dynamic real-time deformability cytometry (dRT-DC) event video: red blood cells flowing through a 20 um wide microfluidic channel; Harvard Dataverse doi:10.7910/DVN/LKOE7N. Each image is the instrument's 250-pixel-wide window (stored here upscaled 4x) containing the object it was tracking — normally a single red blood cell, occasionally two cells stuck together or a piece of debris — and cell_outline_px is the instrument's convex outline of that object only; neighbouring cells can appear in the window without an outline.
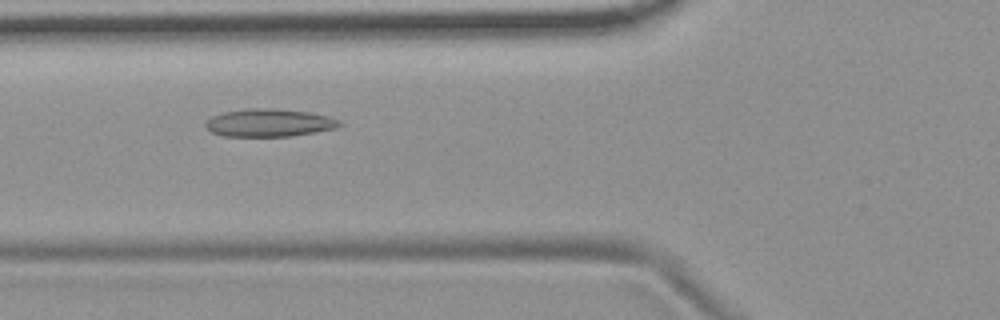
{"species": "common noctule bat (a hibernating species)", "species_latin": "Nyctalus noctula", "temperature_condition": "room temperature", "stored_images_in_passage": 52, "camera_frame_rate_fps": 3000, "um_per_image_px": 0.085, "animal": {"sex": "female", "body_mass_g": 19.9}, "frame": {"image": 1, "passage_image": 18, "time_ms": 5.667, "image_size_px": [1000, 320], "cell_outline_px": [[344, 124], [336, 128], [292, 136], [224, 136], [212, 132], [204, 124], [212, 116], [224, 112], [248, 108], [276, 108], [308, 112], [328, 116], [340, 120]], "centroid_in_image_um": [22.91, 10.43], "position_along_channel_um": 102.9, "area_um2": 21.68}}
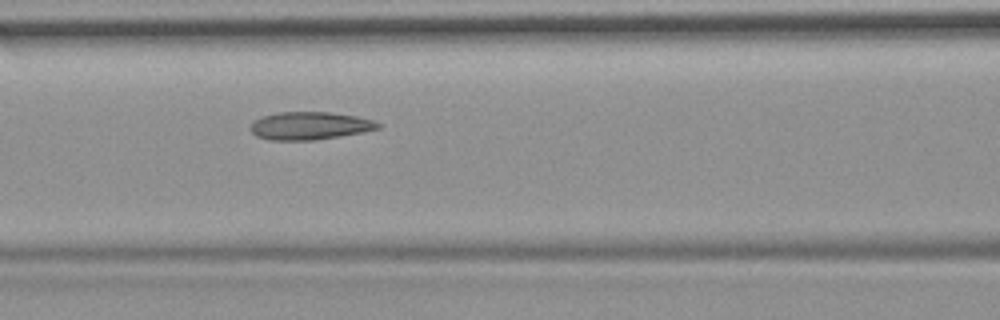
{"frame": {"image": 2, "passage_image": 21, "time_ms": 6.667, "image_size_px": [1000, 320], "cell_outline_px": [[380, 128], [364, 132], [316, 140], [268, 140], [256, 136], [248, 128], [252, 120], [260, 116], [280, 112], [332, 112], [356, 116], [376, 120], [380, 124]], "centroid_in_image_um": [26.3, 10.69], "position_along_channel_um": 140.3, "area_um2": 21.04}}
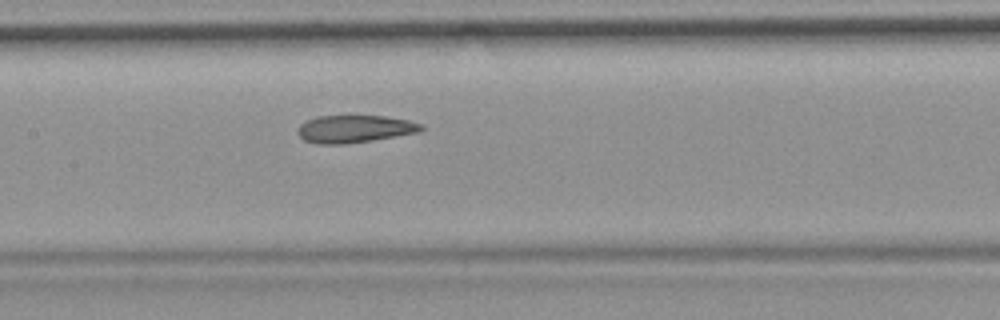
{"frame": {"image": 3, "passage_image": 24, "time_ms": 7.667, "image_size_px": [1000, 320], "cell_outline_px": [[424, 128], [420, 132], [372, 140], [344, 144], [316, 144], [304, 140], [296, 132], [300, 124], [308, 120], [320, 116], [384, 116], [408, 120], [424, 124]], "centroid_in_image_um": [30.15, 10.96], "position_along_channel_um": 177.2, "area_um2": 19.77}, "authors_computed_cell_mechanics": {"area_um2": 21.3571, "velocity_mm_per_s": 3.7096, "shape_relaxation_time_tau1_ms": null, "shape_relaxation_time_tau2_ms": 2.4978, "deformation_change_tau1": null, "deformation_change_tau2": 0.0863}}